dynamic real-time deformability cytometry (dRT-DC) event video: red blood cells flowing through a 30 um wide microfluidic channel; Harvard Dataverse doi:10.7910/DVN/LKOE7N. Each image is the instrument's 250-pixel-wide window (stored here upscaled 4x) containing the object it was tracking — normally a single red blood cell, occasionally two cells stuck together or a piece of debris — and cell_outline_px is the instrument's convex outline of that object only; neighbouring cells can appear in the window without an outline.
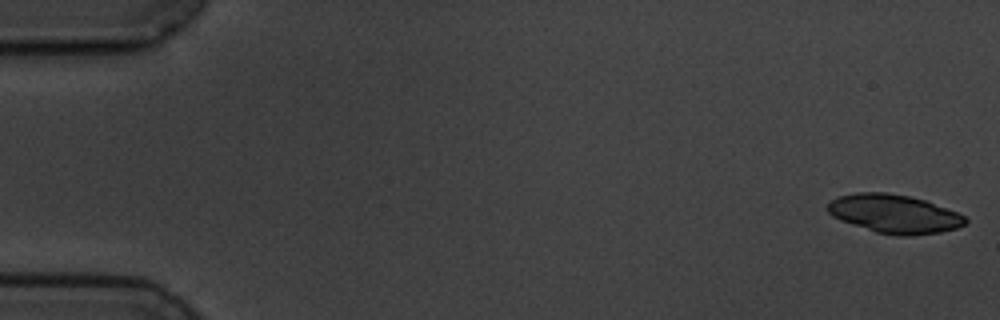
{"species": "common noctule bat (a hibernating species)", "species_latin": "Nyctalus noctula", "temperature_condition": "cold", "stored_images_in_passage": 3, "segment_of_instrument_passage": [2, 2], "camera_frame_rate_fps": 3000, "um_per_image_px": 0.085, "animal": {"sex": "male", "body_mass_g": 19.5, "forearm_length_mm": 54.6}, "frame": {"image": 1, "passage_image": 3, "time_ms": 3.333, "image_size_px": [1000, 320], "cell_outline_px": [[968, 220], [964, 224], [956, 228], [940, 232], [912, 236], [896, 236], [876, 232], [840, 220], [832, 216], [824, 208], [832, 200], [840, 196], [856, 192], [888, 192], [908, 196], [924, 200], [956, 212], [964, 216]], "centroid_in_image_um": [75.98, 18.18], "position_along_channel_um": 9.0, "area_um2": 30.87}}